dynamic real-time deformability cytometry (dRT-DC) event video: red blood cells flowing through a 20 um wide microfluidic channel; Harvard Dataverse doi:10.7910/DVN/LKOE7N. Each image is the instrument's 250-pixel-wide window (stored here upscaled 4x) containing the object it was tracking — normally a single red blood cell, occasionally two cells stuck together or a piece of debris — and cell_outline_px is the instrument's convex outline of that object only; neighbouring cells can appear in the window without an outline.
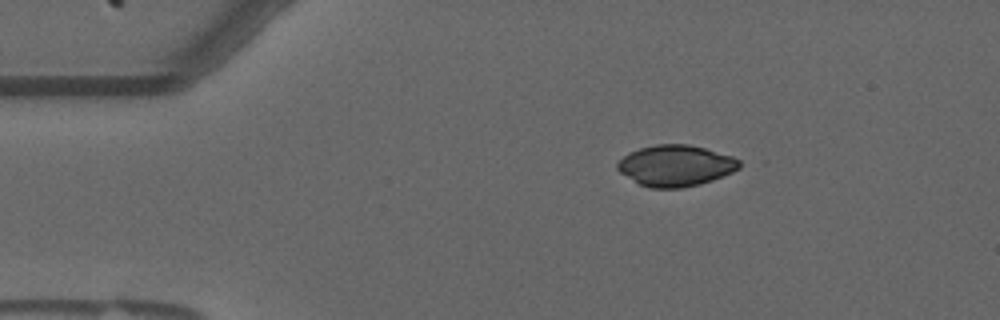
{"species": "common noctule bat (a hibernating species)", "species_latin": "Nyctalus noctula", "temperature_condition": "warm", "stored_images_in_passage": 49, "camera_frame_rate_fps": 3000, "um_per_image_px": 0.085, "animal": {"sex": "male", "forearm_length_mm": 52.5}, "frame": {"image": 1, "passage_image": 3, "time_ms": 0.667, "image_size_px": [1000, 320], "cell_outline_px": [[740, 168], [732, 172], [712, 180], [700, 184], [680, 188], [648, 188], [640, 184], [620, 172], [616, 168], [616, 164], [624, 156], [640, 148], [656, 144], [688, 144], [704, 148], [732, 156], [740, 160]], "centroid_in_image_um": [57.44, 14.08], "position_along_channel_um": 27.6, "area_um2": 29.02}}
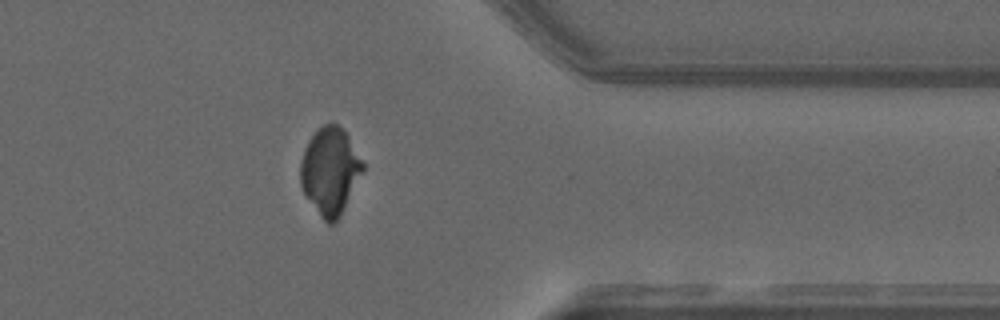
{"frame": {"image": 2, "passage_image": 38, "time_ms": 12.333, "image_size_px": [1000, 320], "cell_outline_px": [[364, 168], [340, 216], [332, 224], [328, 224], [320, 216], [304, 192], [300, 184], [300, 160], [304, 148], [308, 140], [324, 124], [336, 124], [348, 136], [364, 164]], "centroid_in_image_um": [28.03, 14.54], "position_along_channel_um": 383.4, "area_um2": 30.98}}
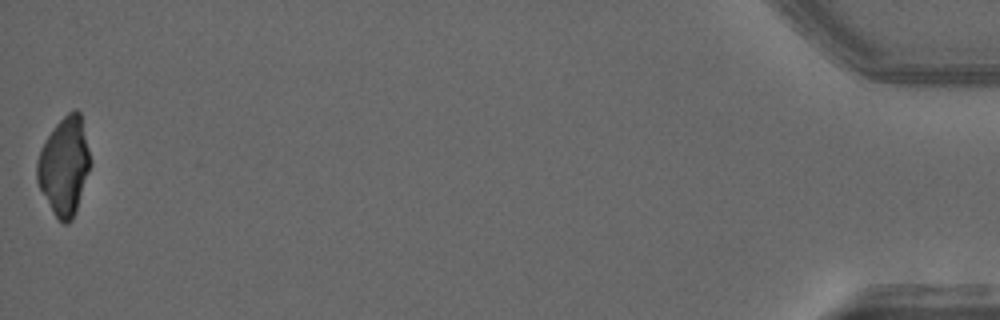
{"frame": {"image": 3, "passage_image": 49, "time_ms": 16.0, "image_size_px": [1000, 320], "cell_outline_px": [[92, 164], [76, 212], [72, 220], [68, 224], [64, 224], [56, 216], [40, 188], [36, 180], [36, 160], [40, 148], [56, 124], [68, 112], [76, 108], [80, 112], [92, 160]], "centroid_in_image_um": [5.49, 14.1], "position_along_channel_um": 429.7, "area_um2": 30.52}}